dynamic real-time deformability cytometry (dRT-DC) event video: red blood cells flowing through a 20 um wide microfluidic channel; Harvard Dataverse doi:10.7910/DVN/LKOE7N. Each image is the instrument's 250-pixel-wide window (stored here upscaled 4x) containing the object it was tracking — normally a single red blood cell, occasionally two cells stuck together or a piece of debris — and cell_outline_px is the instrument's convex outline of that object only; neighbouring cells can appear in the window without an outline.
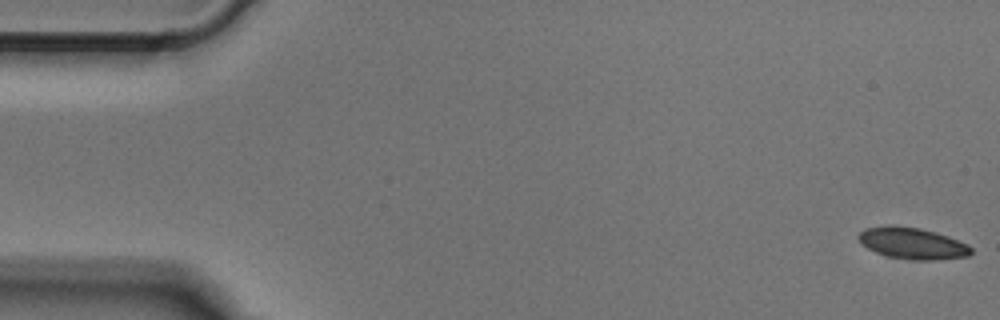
{"species": "Egyptian fruit bat (a non-hibernating species)", "species_latin": "Rousettus aegyptiacus", "temperature_condition": "cold", "stored_images_in_passage": 50, "camera_frame_rate_fps": 3000, "um_per_image_px": 0.085, "animal": {"sex": "male"}, "frame": {"image": 1, "passage_image": 1, "time_ms": 0.0, "image_size_px": [1000, 320], "cell_outline_px": [[972, 252], [968, 256], [936, 260], [912, 260], [888, 256], [876, 252], [860, 244], [856, 236], [864, 228], [888, 224], [892, 224], [920, 228], [936, 232], [948, 236], [968, 244], [972, 248]], "centroid_in_image_um": [77.52, 20.66], "position_along_channel_um": 7.5, "area_um2": 20.98}}
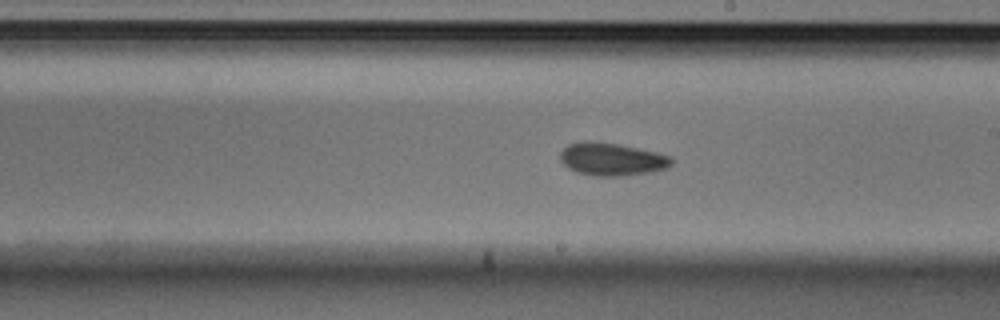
{"frame": {"image": 2, "passage_image": 28, "time_ms": 9.0, "image_size_px": [1000, 320], "cell_outline_px": [[672, 164], [664, 168], [652, 172], [620, 176], [592, 176], [576, 172], [568, 168], [560, 160], [560, 152], [568, 144], [588, 140], [616, 144], [656, 152], [672, 156]], "centroid_in_image_um": [51.97, 13.54], "position_along_channel_um": 237.0, "area_um2": 21.21}}
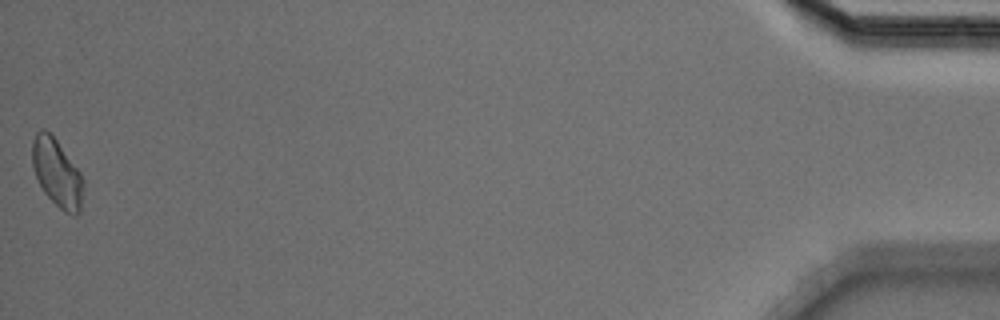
{"frame": {"image": 3, "passage_image": 50, "time_ms": 16.333, "image_size_px": [1000, 320], "cell_outline_px": [[84, 184], [80, 212], [76, 216], [72, 216], [64, 212], [44, 192], [36, 176], [32, 164], [32, 140], [36, 132], [40, 128], [44, 128], [56, 140], [80, 172], [84, 180]], "centroid_in_image_um": [4.85, 14.71], "position_along_channel_um": 430.4, "area_um2": 20.11}}